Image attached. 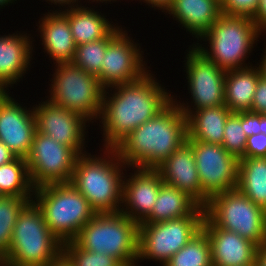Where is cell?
Here are the masks:
<instances>
[{"instance_id":"10","label":"cell","mask_w":266,"mask_h":266,"mask_svg":"<svg viewBox=\"0 0 266 266\" xmlns=\"http://www.w3.org/2000/svg\"><path fill=\"white\" fill-rule=\"evenodd\" d=\"M188 46L185 50L187 52L184 51L183 62L185 63L182 67H185L183 72L186 73L184 78H186L185 81L187 80V84H185L187 86V94L191 97L186 98L184 102L183 97L182 101L180 95L173 94L174 102L180 107L186 117L194 110L225 105L224 86L226 73L225 70L207 59L194 45Z\"/></svg>"},{"instance_id":"28","label":"cell","mask_w":266,"mask_h":266,"mask_svg":"<svg viewBox=\"0 0 266 266\" xmlns=\"http://www.w3.org/2000/svg\"><path fill=\"white\" fill-rule=\"evenodd\" d=\"M0 193L3 196L33 198L34 188L25 158L17 157L10 163L0 166Z\"/></svg>"},{"instance_id":"42","label":"cell","mask_w":266,"mask_h":266,"mask_svg":"<svg viewBox=\"0 0 266 266\" xmlns=\"http://www.w3.org/2000/svg\"><path fill=\"white\" fill-rule=\"evenodd\" d=\"M263 38H264L263 45L265 48H263V50H262L263 53L260 55V60H258V62L256 60L255 61L253 60L252 62L253 63L256 62V65L259 68L261 76L266 79V45H265L266 44V41H265L266 37L263 36Z\"/></svg>"},{"instance_id":"43","label":"cell","mask_w":266,"mask_h":266,"mask_svg":"<svg viewBox=\"0 0 266 266\" xmlns=\"http://www.w3.org/2000/svg\"><path fill=\"white\" fill-rule=\"evenodd\" d=\"M256 264L257 266H266V243L258 248Z\"/></svg>"},{"instance_id":"6","label":"cell","mask_w":266,"mask_h":266,"mask_svg":"<svg viewBox=\"0 0 266 266\" xmlns=\"http://www.w3.org/2000/svg\"><path fill=\"white\" fill-rule=\"evenodd\" d=\"M32 201L41 210L50 231L62 242L74 240L97 214L71 183L34 189Z\"/></svg>"},{"instance_id":"40","label":"cell","mask_w":266,"mask_h":266,"mask_svg":"<svg viewBox=\"0 0 266 266\" xmlns=\"http://www.w3.org/2000/svg\"><path fill=\"white\" fill-rule=\"evenodd\" d=\"M43 1L44 0H42L41 2H43ZM81 1L82 0H45V2H47L49 5H51V7L53 8V11L54 10L60 11V10L65 9V8H70V7L82 5ZM54 7H57V8H54Z\"/></svg>"},{"instance_id":"25","label":"cell","mask_w":266,"mask_h":266,"mask_svg":"<svg viewBox=\"0 0 266 266\" xmlns=\"http://www.w3.org/2000/svg\"><path fill=\"white\" fill-rule=\"evenodd\" d=\"M261 76L258 66L233 69L225 73V105L231 113L248 112Z\"/></svg>"},{"instance_id":"41","label":"cell","mask_w":266,"mask_h":266,"mask_svg":"<svg viewBox=\"0 0 266 266\" xmlns=\"http://www.w3.org/2000/svg\"><path fill=\"white\" fill-rule=\"evenodd\" d=\"M16 158L15 154L0 141V166L10 163Z\"/></svg>"},{"instance_id":"30","label":"cell","mask_w":266,"mask_h":266,"mask_svg":"<svg viewBox=\"0 0 266 266\" xmlns=\"http://www.w3.org/2000/svg\"><path fill=\"white\" fill-rule=\"evenodd\" d=\"M33 198L0 196V257L3 258L9 250L13 229L22 209Z\"/></svg>"},{"instance_id":"7","label":"cell","mask_w":266,"mask_h":266,"mask_svg":"<svg viewBox=\"0 0 266 266\" xmlns=\"http://www.w3.org/2000/svg\"><path fill=\"white\" fill-rule=\"evenodd\" d=\"M139 224L125 214H96L74 241L83 249L117 258L124 266H137Z\"/></svg>"},{"instance_id":"38","label":"cell","mask_w":266,"mask_h":266,"mask_svg":"<svg viewBox=\"0 0 266 266\" xmlns=\"http://www.w3.org/2000/svg\"><path fill=\"white\" fill-rule=\"evenodd\" d=\"M253 19L260 32L266 36V0H260L258 9Z\"/></svg>"},{"instance_id":"12","label":"cell","mask_w":266,"mask_h":266,"mask_svg":"<svg viewBox=\"0 0 266 266\" xmlns=\"http://www.w3.org/2000/svg\"><path fill=\"white\" fill-rule=\"evenodd\" d=\"M117 25L108 34V45L103 58L98 82L103 89L127 84L141 79L151 69L144 58L145 50L128 28ZM130 32V33H129ZM129 34V35H128Z\"/></svg>"},{"instance_id":"16","label":"cell","mask_w":266,"mask_h":266,"mask_svg":"<svg viewBox=\"0 0 266 266\" xmlns=\"http://www.w3.org/2000/svg\"><path fill=\"white\" fill-rule=\"evenodd\" d=\"M29 106L19 101V98L17 100L10 90L0 91V141L16 157L25 159L29 155L36 132L33 106Z\"/></svg>"},{"instance_id":"39","label":"cell","mask_w":266,"mask_h":266,"mask_svg":"<svg viewBox=\"0 0 266 266\" xmlns=\"http://www.w3.org/2000/svg\"><path fill=\"white\" fill-rule=\"evenodd\" d=\"M133 1V0H132ZM139 1V4L142 5V3L146 6H148L150 9L154 8L153 10H158V12L165 13L166 10L172 5V2L174 0H137ZM131 2V0H130ZM160 10V11H159Z\"/></svg>"},{"instance_id":"9","label":"cell","mask_w":266,"mask_h":266,"mask_svg":"<svg viewBox=\"0 0 266 266\" xmlns=\"http://www.w3.org/2000/svg\"><path fill=\"white\" fill-rule=\"evenodd\" d=\"M204 209L214 226L235 232L258 247L266 242V210L238 189L212 196Z\"/></svg>"},{"instance_id":"1","label":"cell","mask_w":266,"mask_h":266,"mask_svg":"<svg viewBox=\"0 0 266 266\" xmlns=\"http://www.w3.org/2000/svg\"><path fill=\"white\" fill-rule=\"evenodd\" d=\"M151 72V73H150ZM150 70L141 79L104 89L97 126L103 142L99 148L114 149L134 129L161 112L173 92ZM166 88H165V87ZM103 140V141H102Z\"/></svg>"},{"instance_id":"46","label":"cell","mask_w":266,"mask_h":266,"mask_svg":"<svg viewBox=\"0 0 266 266\" xmlns=\"http://www.w3.org/2000/svg\"><path fill=\"white\" fill-rule=\"evenodd\" d=\"M260 133L266 135V114H260Z\"/></svg>"},{"instance_id":"3","label":"cell","mask_w":266,"mask_h":266,"mask_svg":"<svg viewBox=\"0 0 266 266\" xmlns=\"http://www.w3.org/2000/svg\"><path fill=\"white\" fill-rule=\"evenodd\" d=\"M80 155L70 183L97 214L118 213L122 204V183L127 166L115 149L101 148ZM94 154V155H93Z\"/></svg>"},{"instance_id":"35","label":"cell","mask_w":266,"mask_h":266,"mask_svg":"<svg viewBox=\"0 0 266 266\" xmlns=\"http://www.w3.org/2000/svg\"><path fill=\"white\" fill-rule=\"evenodd\" d=\"M266 157V135L263 133L247 137L245 153L241 158Z\"/></svg>"},{"instance_id":"17","label":"cell","mask_w":266,"mask_h":266,"mask_svg":"<svg viewBox=\"0 0 266 266\" xmlns=\"http://www.w3.org/2000/svg\"><path fill=\"white\" fill-rule=\"evenodd\" d=\"M128 171H131L129 175ZM162 183L157 169L127 167L122 183L120 212L138 224L142 223L151 214Z\"/></svg>"},{"instance_id":"22","label":"cell","mask_w":266,"mask_h":266,"mask_svg":"<svg viewBox=\"0 0 266 266\" xmlns=\"http://www.w3.org/2000/svg\"><path fill=\"white\" fill-rule=\"evenodd\" d=\"M164 14L186 30L193 41H198L221 15V3L218 0H174Z\"/></svg>"},{"instance_id":"29","label":"cell","mask_w":266,"mask_h":266,"mask_svg":"<svg viewBox=\"0 0 266 266\" xmlns=\"http://www.w3.org/2000/svg\"><path fill=\"white\" fill-rule=\"evenodd\" d=\"M163 266H213L211 247L206 232L201 229Z\"/></svg>"},{"instance_id":"18","label":"cell","mask_w":266,"mask_h":266,"mask_svg":"<svg viewBox=\"0 0 266 266\" xmlns=\"http://www.w3.org/2000/svg\"><path fill=\"white\" fill-rule=\"evenodd\" d=\"M27 30L8 32V35L0 33V91L14 90V85L23 81L35 64L33 54L37 44Z\"/></svg>"},{"instance_id":"36","label":"cell","mask_w":266,"mask_h":266,"mask_svg":"<svg viewBox=\"0 0 266 266\" xmlns=\"http://www.w3.org/2000/svg\"><path fill=\"white\" fill-rule=\"evenodd\" d=\"M250 111L266 114V79L262 76L258 79Z\"/></svg>"},{"instance_id":"23","label":"cell","mask_w":266,"mask_h":266,"mask_svg":"<svg viewBox=\"0 0 266 266\" xmlns=\"http://www.w3.org/2000/svg\"><path fill=\"white\" fill-rule=\"evenodd\" d=\"M97 6L79 5L60 10L67 18L76 45L104 39L118 24ZM100 11V12H99ZM103 12V13H102ZM111 20V21H110Z\"/></svg>"},{"instance_id":"45","label":"cell","mask_w":266,"mask_h":266,"mask_svg":"<svg viewBox=\"0 0 266 266\" xmlns=\"http://www.w3.org/2000/svg\"><path fill=\"white\" fill-rule=\"evenodd\" d=\"M83 1V0H82ZM120 2H121V0H119ZM118 0H84L83 2H82V4H84V3H89V4H85V5H91L92 4V6H94V4H95V6L97 5V7H98V5L100 6V7H102V5H108V4H113V3H117V2H119ZM128 1V0H127ZM130 1V0H129ZM95 2V3H94ZM94 3V4H93ZM98 3V4H97ZM104 3V4H103ZM100 4H102V5H100Z\"/></svg>"},{"instance_id":"34","label":"cell","mask_w":266,"mask_h":266,"mask_svg":"<svg viewBox=\"0 0 266 266\" xmlns=\"http://www.w3.org/2000/svg\"><path fill=\"white\" fill-rule=\"evenodd\" d=\"M259 3L260 0H223L221 2V14L253 18Z\"/></svg>"},{"instance_id":"33","label":"cell","mask_w":266,"mask_h":266,"mask_svg":"<svg viewBox=\"0 0 266 266\" xmlns=\"http://www.w3.org/2000/svg\"><path fill=\"white\" fill-rule=\"evenodd\" d=\"M247 136L242 127V112L232 113L226 120L222 146L240 159L245 153Z\"/></svg>"},{"instance_id":"5","label":"cell","mask_w":266,"mask_h":266,"mask_svg":"<svg viewBox=\"0 0 266 266\" xmlns=\"http://www.w3.org/2000/svg\"><path fill=\"white\" fill-rule=\"evenodd\" d=\"M62 253V242L50 231L31 201L18 214L9 250L2 258L9 266H46Z\"/></svg>"},{"instance_id":"47","label":"cell","mask_w":266,"mask_h":266,"mask_svg":"<svg viewBox=\"0 0 266 266\" xmlns=\"http://www.w3.org/2000/svg\"><path fill=\"white\" fill-rule=\"evenodd\" d=\"M20 1V0H18ZM17 0H0V10L5 9L6 6H11L12 4H16L18 2Z\"/></svg>"},{"instance_id":"20","label":"cell","mask_w":266,"mask_h":266,"mask_svg":"<svg viewBox=\"0 0 266 266\" xmlns=\"http://www.w3.org/2000/svg\"><path fill=\"white\" fill-rule=\"evenodd\" d=\"M202 229L208 235L213 266H250L256 263L259 247L255 243L214 226L206 217Z\"/></svg>"},{"instance_id":"31","label":"cell","mask_w":266,"mask_h":266,"mask_svg":"<svg viewBox=\"0 0 266 266\" xmlns=\"http://www.w3.org/2000/svg\"><path fill=\"white\" fill-rule=\"evenodd\" d=\"M107 45L108 35L104 39L77 45L72 63L88 74L97 76L101 71Z\"/></svg>"},{"instance_id":"32","label":"cell","mask_w":266,"mask_h":266,"mask_svg":"<svg viewBox=\"0 0 266 266\" xmlns=\"http://www.w3.org/2000/svg\"><path fill=\"white\" fill-rule=\"evenodd\" d=\"M62 254L72 266H124L117 258L100 252L87 251L74 240L62 243Z\"/></svg>"},{"instance_id":"19","label":"cell","mask_w":266,"mask_h":266,"mask_svg":"<svg viewBox=\"0 0 266 266\" xmlns=\"http://www.w3.org/2000/svg\"><path fill=\"white\" fill-rule=\"evenodd\" d=\"M156 169L163 183L187 193L201 207L208 204L209 198L203 193L199 181L192 145L187 140Z\"/></svg>"},{"instance_id":"44","label":"cell","mask_w":266,"mask_h":266,"mask_svg":"<svg viewBox=\"0 0 266 266\" xmlns=\"http://www.w3.org/2000/svg\"><path fill=\"white\" fill-rule=\"evenodd\" d=\"M46 266H72L68 259L61 253L55 260L48 263Z\"/></svg>"},{"instance_id":"4","label":"cell","mask_w":266,"mask_h":266,"mask_svg":"<svg viewBox=\"0 0 266 266\" xmlns=\"http://www.w3.org/2000/svg\"><path fill=\"white\" fill-rule=\"evenodd\" d=\"M262 36L253 18L221 14L192 45L219 68L229 71L253 65L248 58Z\"/></svg>"},{"instance_id":"15","label":"cell","mask_w":266,"mask_h":266,"mask_svg":"<svg viewBox=\"0 0 266 266\" xmlns=\"http://www.w3.org/2000/svg\"><path fill=\"white\" fill-rule=\"evenodd\" d=\"M194 152L203 193L212 196L237 189L239 159L220 144L187 140Z\"/></svg>"},{"instance_id":"14","label":"cell","mask_w":266,"mask_h":266,"mask_svg":"<svg viewBox=\"0 0 266 266\" xmlns=\"http://www.w3.org/2000/svg\"><path fill=\"white\" fill-rule=\"evenodd\" d=\"M41 99L36 104L32 103L36 131L72 148L79 155L88 153L87 134L92 123L79 113L54 104L45 97Z\"/></svg>"},{"instance_id":"37","label":"cell","mask_w":266,"mask_h":266,"mask_svg":"<svg viewBox=\"0 0 266 266\" xmlns=\"http://www.w3.org/2000/svg\"><path fill=\"white\" fill-rule=\"evenodd\" d=\"M242 127L247 137L260 133V114L251 111L242 112Z\"/></svg>"},{"instance_id":"24","label":"cell","mask_w":266,"mask_h":266,"mask_svg":"<svg viewBox=\"0 0 266 266\" xmlns=\"http://www.w3.org/2000/svg\"><path fill=\"white\" fill-rule=\"evenodd\" d=\"M185 216H205V209L187 193L162 183L151 214L142 223H156Z\"/></svg>"},{"instance_id":"21","label":"cell","mask_w":266,"mask_h":266,"mask_svg":"<svg viewBox=\"0 0 266 266\" xmlns=\"http://www.w3.org/2000/svg\"><path fill=\"white\" fill-rule=\"evenodd\" d=\"M47 11L45 14L41 13L40 18L36 21L38 28L35 32L38 34L33 35L34 39L35 36H40L39 43L42 45V51L44 50L46 57L50 58L48 59L50 64L53 62L51 66L59 63H71L77 45L72 36L68 18L61 11H53L51 8Z\"/></svg>"},{"instance_id":"13","label":"cell","mask_w":266,"mask_h":266,"mask_svg":"<svg viewBox=\"0 0 266 266\" xmlns=\"http://www.w3.org/2000/svg\"><path fill=\"white\" fill-rule=\"evenodd\" d=\"M79 156L72 148L36 131L26 158L33 188L70 183Z\"/></svg>"},{"instance_id":"27","label":"cell","mask_w":266,"mask_h":266,"mask_svg":"<svg viewBox=\"0 0 266 266\" xmlns=\"http://www.w3.org/2000/svg\"><path fill=\"white\" fill-rule=\"evenodd\" d=\"M237 189L266 210V157L239 159Z\"/></svg>"},{"instance_id":"26","label":"cell","mask_w":266,"mask_h":266,"mask_svg":"<svg viewBox=\"0 0 266 266\" xmlns=\"http://www.w3.org/2000/svg\"><path fill=\"white\" fill-rule=\"evenodd\" d=\"M231 114L226 105L192 111L187 116L186 140L222 145L225 123Z\"/></svg>"},{"instance_id":"2","label":"cell","mask_w":266,"mask_h":266,"mask_svg":"<svg viewBox=\"0 0 266 266\" xmlns=\"http://www.w3.org/2000/svg\"><path fill=\"white\" fill-rule=\"evenodd\" d=\"M187 138V117L172 100L114 149L127 167L156 169Z\"/></svg>"},{"instance_id":"11","label":"cell","mask_w":266,"mask_h":266,"mask_svg":"<svg viewBox=\"0 0 266 266\" xmlns=\"http://www.w3.org/2000/svg\"><path fill=\"white\" fill-rule=\"evenodd\" d=\"M205 216H185L177 219L139 223L138 263L155 261L163 266L202 229Z\"/></svg>"},{"instance_id":"8","label":"cell","mask_w":266,"mask_h":266,"mask_svg":"<svg viewBox=\"0 0 266 266\" xmlns=\"http://www.w3.org/2000/svg\"><path fill=\"white\" fill-rule=\"evenodd\" d=\"M51 78L47 87L48 98L52 103L79 113L96 124L101 115L104 89L97 76L88 74L75 64L59 63L51 66Z\"/></svg>"},{"instance_id":"48","label":"cell","mask_w":266,"mask_h":266,"mask_svg":"<svg viewBox=\"0 0 266 266\" xmlns=\"http://www.w3.org/2000/svg\"><path fill=\"white\" fill-rule=\"evenodd\" d=\"M4 263L3 259L0 257V265Z\"/></svg>"}]
</instances>
